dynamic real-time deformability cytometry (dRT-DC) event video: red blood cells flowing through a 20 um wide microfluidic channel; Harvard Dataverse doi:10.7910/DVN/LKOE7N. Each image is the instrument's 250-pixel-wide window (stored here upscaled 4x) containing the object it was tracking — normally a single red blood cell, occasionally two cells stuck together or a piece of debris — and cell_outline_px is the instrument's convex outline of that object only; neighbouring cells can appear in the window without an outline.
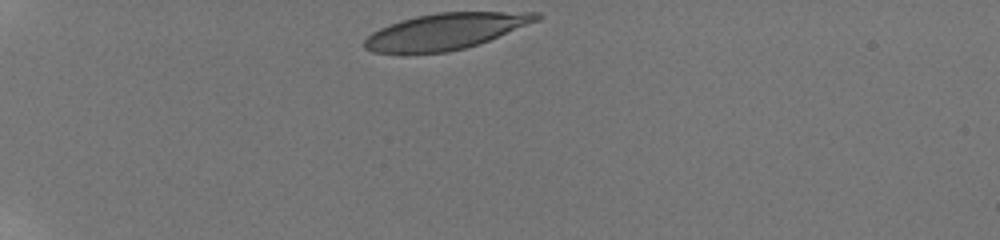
{"species": "human", "species_latin": "Homo sapiens", "temperature_condition": "room temperature", "stored_images_in_passage": 36, "camera_frame_rate_fps": 3000, "um_per_image_px": 0.085, "donor": {"sex": "male"}, "frame": {"image": 1, "passage_image": 1, "time_ms": 0.0, "image_size_px": [1000, 240], "cell_outline_px": [[544, 16], [540, 20], [480, 44], [448, 52], [408, 56], [404, 56], [372, 52], [364, 48], [364, 40], [372, 32], [388, 24], [400, 20], [416, 16], [436, 12], [540, 12]], "centroid_in_image_um": [37.83, 2.7], "position_along_channel_um": 47.2, "area_um2": 37.34}}
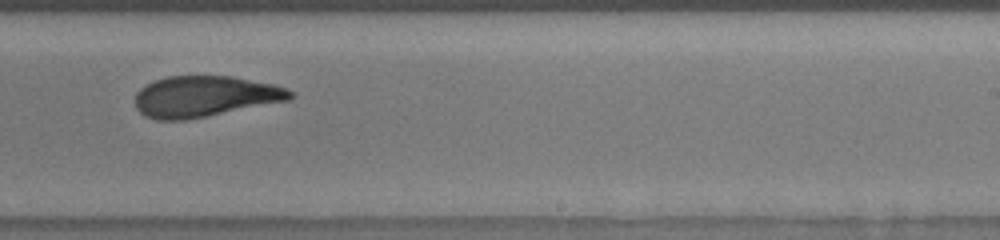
{"frame": {"image": 2, "passage_image": 23, "time_ms": 7.333, "image_size_px": [1000, 240], "cell_outline_px": [[296, 96], [288, 100], [184, 120], [156, 120], [144, 116], [136, 108], [136, 92], [140, 88], [156, 80], [168, 76], [232, 76], [272, 84], [284, 88], [292, 92]], "centroid_in_image_um": [17.37, 8.19], "position_along_channel_um": 271.6, "area_um2": 36.59}}
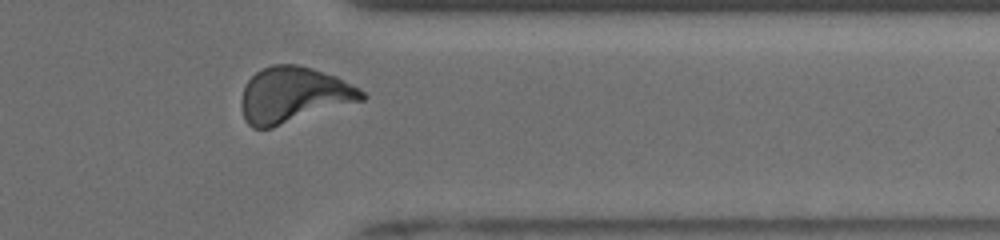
{"frame": {"image": 3, "passage_image": 32, "time_ms": 10.333, "image_size_px": [1000, 240], "cell_outline_px": [[368, 96], [364, 100], [272, 128], [252, 128], [244, 120], [240, 104], [244, 84], [256, 72], [272, 64], [296, 64], [312, 68], [336, 76], [360, 88]], "centroid_in_image_um": [24.95, 8.07], "position_along_channel_um": 386.5, "area_um2": 39.42}, "authors_computed_cell_mechanics": {"area_um2": 37.5122, "velocity_mm_per_s": 3.8562, "shape_relaxation_time_tau1_ms": 6.7588, "shape_relaxation_time_tau2_ms": 1.7361, "deformation_change_tau1": 0.2063, "deformation_change_tau2": 0.0906}}